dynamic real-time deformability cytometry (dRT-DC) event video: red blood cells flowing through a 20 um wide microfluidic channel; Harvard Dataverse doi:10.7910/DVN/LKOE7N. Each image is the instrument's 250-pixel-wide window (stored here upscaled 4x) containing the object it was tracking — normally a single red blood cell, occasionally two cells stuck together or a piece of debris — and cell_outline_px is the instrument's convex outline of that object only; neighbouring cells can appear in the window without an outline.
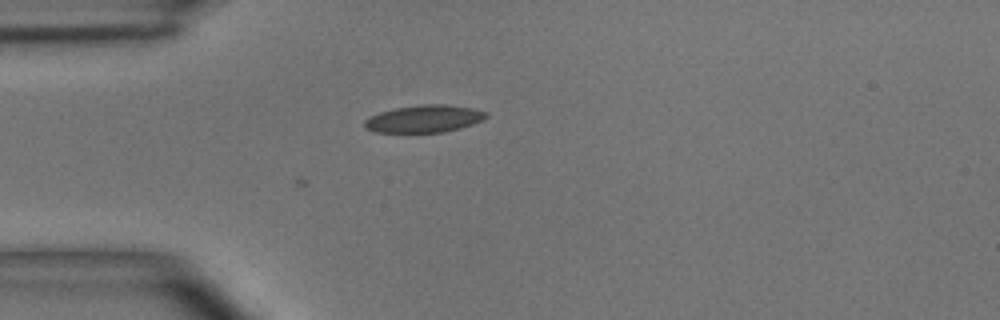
{"species": "common noctule bat (a hibernating species)", "species_latin": "Nyctalus noctula", "temperature_condition": "room temperature", "stored_images_in_passage": 3, "camera_frame_rate_fps": 3000, "um_per_image_px": 0.085, "animal": {"sex": "male", "body_mass_g": 15.6}, "frame": {"image": 1, "passage_image": 2, "time_ms": 1.333, "image_size_px": [1000, 320], "cell_outline_px": [[488, 116], [484, 120], [460, 128], [444, 132], [376, 132], [364, 128], [364, 120], [380, 112], [396, 108], [424, 104], [444, 104], [472, 108], [488, 112]], "centroid_in_image_um": [36.08, 10.1], "position_along_channel_um": 48.9, "area_um2": 19.31}}